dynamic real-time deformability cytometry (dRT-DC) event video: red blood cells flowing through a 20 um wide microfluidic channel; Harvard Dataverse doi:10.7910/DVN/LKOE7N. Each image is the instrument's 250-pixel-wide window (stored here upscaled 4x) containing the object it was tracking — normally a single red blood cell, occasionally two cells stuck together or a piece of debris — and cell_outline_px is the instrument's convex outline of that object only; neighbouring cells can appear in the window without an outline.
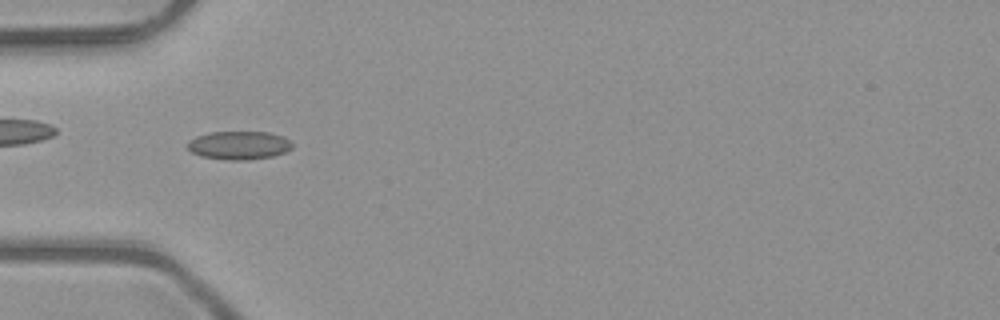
{"species": "common noctule bat (a hibernating species)", "species_latin": "Nyctalus noctula", "temperature_condition": "room temperature", "stored_images_in_passage": 7, "camera_frame_rate_fps": 3000, "um_per_image_px": 0.085, "animal": {"sex": "male", "body_mass_g": 23.1, "forearm_length_mm": 52.7}, "frame": {"image": 1, "passage_image": 5, "time_ms": 1.333, "image_size_px": [1000, 320], "cell_outline_px": [[292, 148], [284, 152], [272, 156], [248, 160], [228, 160], [200, 156], [192, 152], [188, 148], [188, 140], [196, 136], [208, 132], [268, 132], [284, 136], [292, 144]], "centroid_in_image_um": [20.29, 12.34], "position_along_channel_um": 64.7, "area_um2": 17.34}}
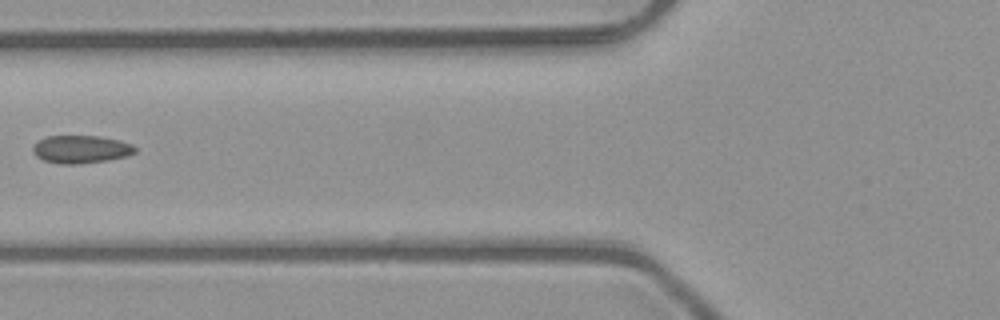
{"frame": {"image": 2, "passage_image": 6, "time_ms": 1.667, "image_size_px": [1000, 320], "cell_outline_px": [[136, 152], [124, 156], [108, 160], [76, 164], [60, 164], [44, 160], [36, 156], [32, 152], [32, 148], [40, 140], [48, 136], [100, 136], [120, 140], [132, 144], [136, 148]], "centroid_in_image_um": [6.89, 12.68], "position_along_channel_um": 118.9, "area_um2": 16.47}}
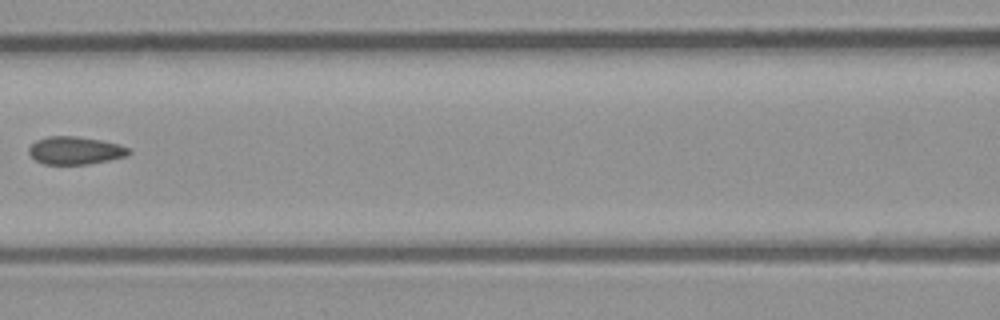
{"frame": {"image": 3, "passage_image": 7, "time_ms": 2.0, "image_size_px": [1000, 320], "cell_outline_px": [[132, 152], [124, 156], [108, 160], [88, 164], [44, 164], [36, 160], [28, 152], [28, 148], [36, 140], [48, 136], [72, 136], [100, 140], [116, 144], [128, 148]], "centroid_in_image_um": [6.35, 12.79], "position_along_channel_um": 160.3, "area_um2": 15.9}}